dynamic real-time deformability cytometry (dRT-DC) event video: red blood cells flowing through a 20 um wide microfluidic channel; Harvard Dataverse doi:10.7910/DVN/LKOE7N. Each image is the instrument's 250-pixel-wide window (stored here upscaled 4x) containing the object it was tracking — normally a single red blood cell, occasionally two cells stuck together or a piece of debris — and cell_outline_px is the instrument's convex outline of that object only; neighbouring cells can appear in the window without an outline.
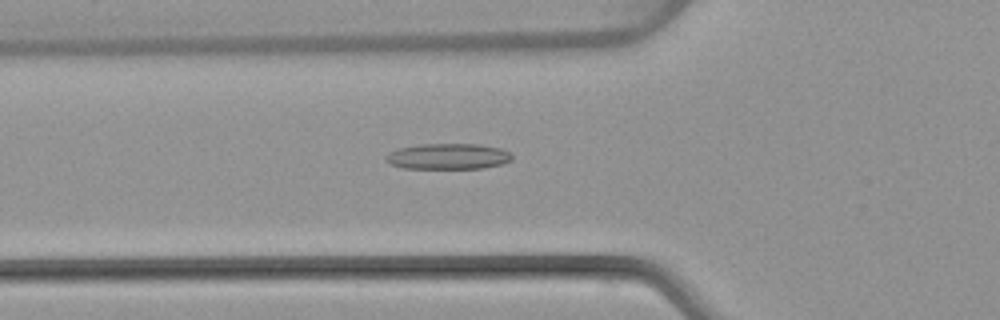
{"species": "common noctule bat (a hibernating species)", "species_latin": "Nyctalus noctula", "temperature_condition": "warm", "stored_images_in_passage": 51, "camera_frame_rate_fps": 3000, "um_per_image_px": 0.085, "animal": {"sex": "female", "body_mass_g": 22.7, "forearm_length_mm": 54.2}, "frame": {"image": 1, "passage_image": 18, "time_ms": 5.667, "image_size_px": [1000, 320], "cell_outline_px": [[512, 160], [504, 164], [484, 168], [404, 168], [388, 164], [384, 160], [384, 156], [388, 152], [396, 148], [420, 144], [480, 144], [500, 148], [512, 152]], "centroid_in_image_um": [38.07, 13.29], "position_along_channel_um": 87.7, "area_um2": 19.36}}
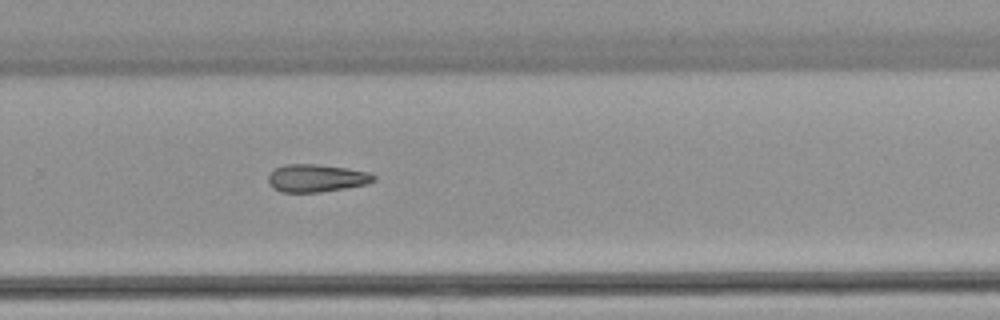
{"frame": {"image": 2, "passage_image": 34, "time_ms": 11.0, "image_size_px": [1000, 320], "cell_outline_px": [[376, 180], [368, 184], [320, 192], [280, 192], [272, 188], [268, 184], [268, 176], [276, 168], [284, 164], [316, 164], [372, 172], [376, 176]], "centroid_in_image_um": [26.91, 15.14], "position_along_channel_um": 302.9, "area_um2": 17.11}}
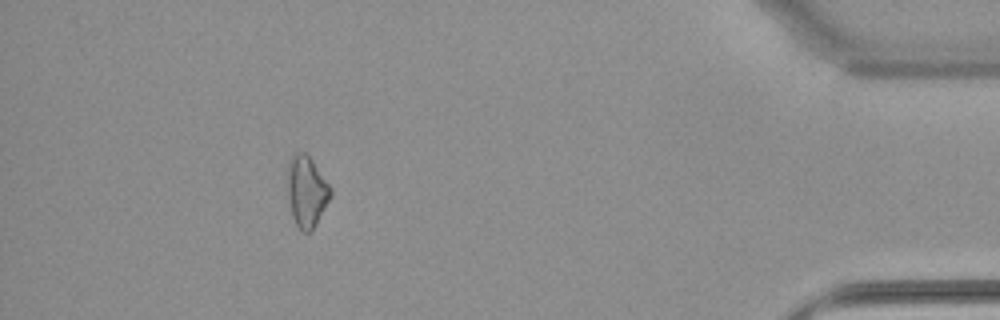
{"frame": {"image": 3, "passage_image": 46, "time_ms": 15.0, "image_size_px": [1000, 320], "cell_outline_px": [[332, 196], [316, 224], [308, 232], [304, 232], [296, 224], [292, 216], [288, 196], [288, 164], [292, 152], [304, 152], [312, 160], [332, 188]], "centroid_in_image_um": [26.07, 16.24], "position_along_channel_um": 409.1, "area_um2": 17.74}}